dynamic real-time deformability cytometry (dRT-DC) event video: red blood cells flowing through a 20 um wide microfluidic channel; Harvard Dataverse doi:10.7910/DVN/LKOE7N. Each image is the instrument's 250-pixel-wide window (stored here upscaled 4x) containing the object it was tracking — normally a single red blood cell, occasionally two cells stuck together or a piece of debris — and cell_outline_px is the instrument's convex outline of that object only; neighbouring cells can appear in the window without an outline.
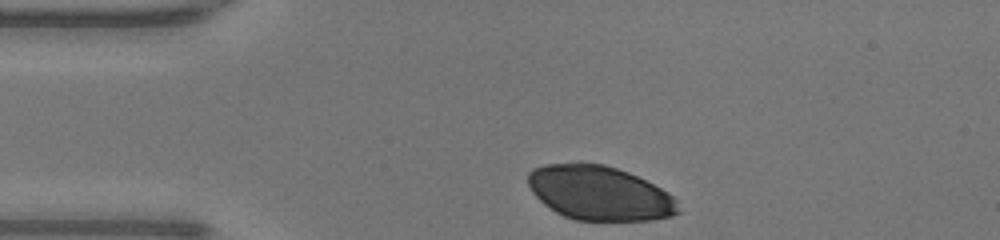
{"species": "human", "species_latin": "Homo sapiens", "temperature_condition": "warm", "stored_images_in_passage": 29, "camera_frame_rate_fps": 3000, "um_per_image_px": 0.085, "donor": {"sex": "male"}, "frame": {"image": 1, "passage_image": 1, "time_ms": 0.0, "image_size_px": [1000, 240], "cell_outline_px": [[680, 212], [672, 216], [652, 220], [576, 220], [564, 216], [556, 212], [544, 204], [532, 192], [528, 184], [528, 172], [532, 168], [544, 164], [576, 160], [580, 160], [604, 164], [628, 172], [668, 192], [676, 200]], "centroid_in_image_um": [50.91, 16.37], "position_along_channel_um": 34.1, "area_um2": 48.09}}
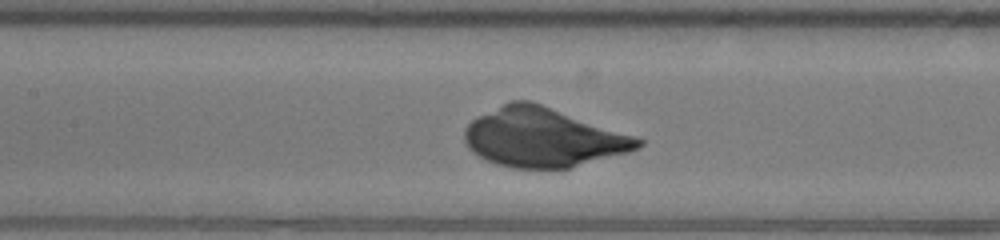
{"frame": {"image": 2, "passage_image": 13, "time_ms": 4.0, "image_size_px": [1000, 240], "cell_outline_px": [[644, 144], [640, 148], [628, 152], [568, 168], [512, 168], [496, 164], [484, 160], [472, 152], [468, 148], [464, 140], [464, 128], [476, 116], [512, 100], [532, 100], [644, 140]], "centroid_in_image_um": [46.1, 11.68], "position_along_channel_um": 161.3, "area_um2": 59.59}}
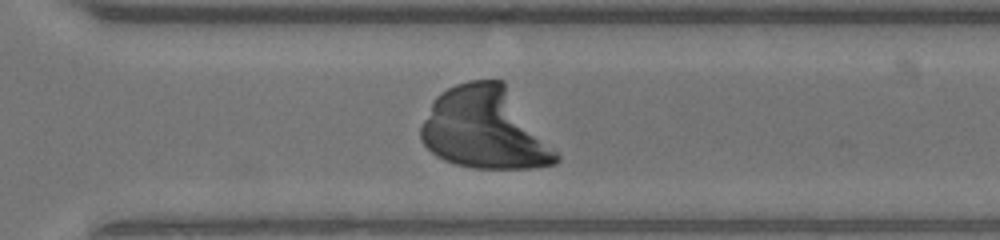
{"frame": {"image": 3, "passage_image": 25, "time_ms": 8.0, "image_size_px": [1000, 240], "cell_outline_px": [[560, 160], [556, 164], [532, 168], [472, 168], [456, 164], [444, 160], [436, 156], [420, 140], [420, 124], [432, 100], [440, 92], [456, 84], [468, 80], [504, 80], [560, 156]], "centroid_in_image_um": [41.2, 10.92], "position_along_channel_um": 329.4, "area_um2": 64.68}}